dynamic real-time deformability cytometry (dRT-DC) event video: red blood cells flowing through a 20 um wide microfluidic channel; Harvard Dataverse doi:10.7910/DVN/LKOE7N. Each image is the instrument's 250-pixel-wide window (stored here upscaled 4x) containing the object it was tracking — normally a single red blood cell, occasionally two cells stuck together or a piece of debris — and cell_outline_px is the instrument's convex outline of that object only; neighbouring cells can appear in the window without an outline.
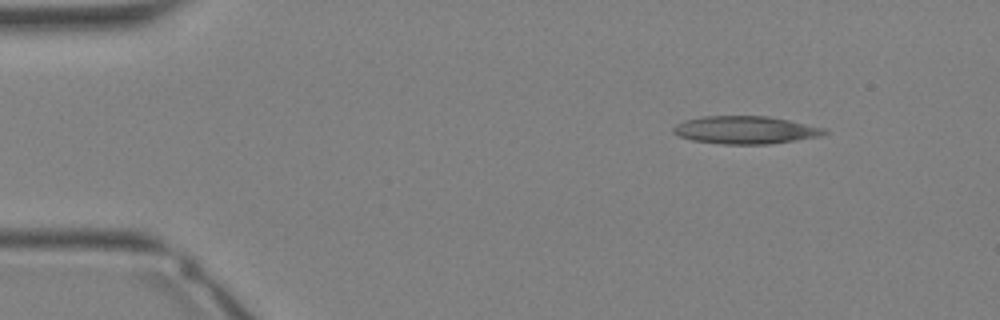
{"species": "Egyptian fruit bat (a non-hibernating species)", "species_latin": "Rousettus aegyptiacus", "temperature_condition": "warm", "stored_images_in_passage": 7, "camera_frame_rate_fps": 3000, "um_per_image_px": 0.085, "animal": {"sex": "female"}, "frame": {"image": 1, "passage_image": 1, "time_ms": 0.0, "image_size_px": [1000, 320], "cell_outline_px": [[828, 132], [820, 136], [796, 140], [768, 144], [720, 144], [692, 140], [680, 136], [672, 132], [672, 128], [676, 124], [684, 120], [700, 116], [768, 116], [828, 128]], "centroid_in_image_um": [63.36, 11.04], "position_along_channel_um": 21.6, "area_um2": 24.57}}